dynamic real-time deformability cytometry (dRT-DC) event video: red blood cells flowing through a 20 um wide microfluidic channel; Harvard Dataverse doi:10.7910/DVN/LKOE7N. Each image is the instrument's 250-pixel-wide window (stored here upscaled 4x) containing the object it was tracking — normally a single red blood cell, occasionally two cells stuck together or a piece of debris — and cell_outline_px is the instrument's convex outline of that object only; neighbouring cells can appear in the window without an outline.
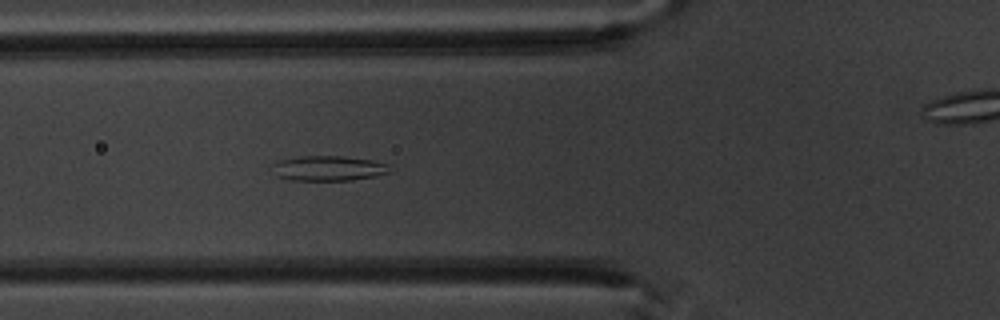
{"species": "common noctule bat (a hibernating species)", "species_latin": "Nyctalus noctula", "temperature_condition": "warm", "stored_images_in_passage": 5, "segment_of_instrument_passage": [1, 2], "camera_frame_rate_fps": 3000, "um_per_image_px": 0.085, "animal": {"sex": "male", "body_mass_g": 20.1, "forearm_length_mm": 53.5}, "frame": {"image": 1, "passage_image": 4, "time_ms": 4.667, "image_size_px": [1000, 320], "cell_outline_px": [[392, 172], [376, 176], [352, 180], [292, 180], [276, 176], [272, 164], [280, 160], [300, 156], [344, 156], [372, 160], [388, 164]], "centroid_in_image_um": [27.95, 14.3], "position_along_channel_um": 97.8, "area_um2": 17.17}}